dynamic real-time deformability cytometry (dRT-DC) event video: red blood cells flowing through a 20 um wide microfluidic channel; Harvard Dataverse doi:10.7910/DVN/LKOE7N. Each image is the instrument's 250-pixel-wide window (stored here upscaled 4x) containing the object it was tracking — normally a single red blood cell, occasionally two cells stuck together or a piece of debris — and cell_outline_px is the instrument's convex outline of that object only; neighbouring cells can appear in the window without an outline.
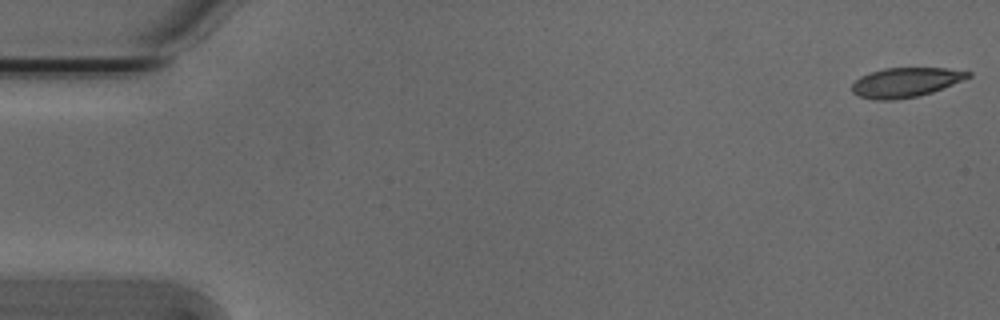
{"species": "Egyptian fruit bat (a non-hibernating species)", "species_latin": "Rousettus aegyptiacus", "temperature_condition": "cold", "stored_images_in_passage": 54, "camera_frame_rate_fps": 3000, "um_per_image_px": 0.085, "animal": {"sex": "male"}, "frame": {"image": 1, "passage_image": 1, "time_ms": 0.0, "image_size_px": [1000, 320], "cell_outline_px": [[972, 76], [932, 92], [916, 96], [892, 100], [876, 100], [860, 96], [852, 92], [852, 84], [860, 76], [884, 68], [944, 68], [972, 72]], "centroid_in_image_um": [76.97, 6.99], "position_along_channel_um": 8.0, "area_um2": 19.71}}
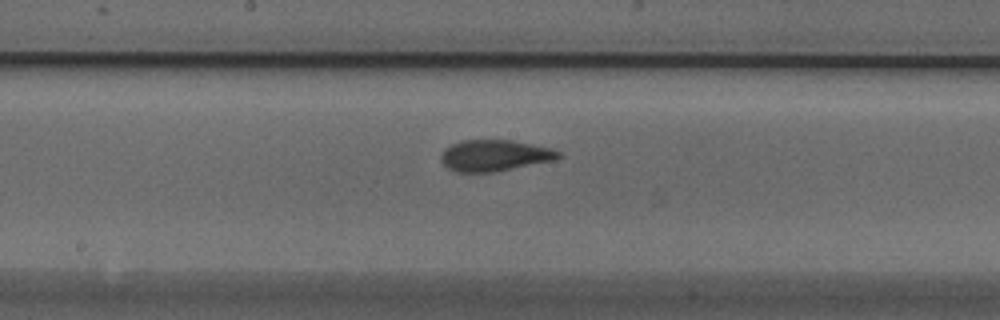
{"frame": {"image": 2, "passage_image": 28, "time_ms": 9.0, "image_size_px": [1000, 320], "cell_outline_px": [[564, 156], [556, 160], [492, 172], [456, 172], [448, 168], [440, 160], [440, 156], [444, 148], [460, 140], [512, 140], [552, 148], [560, 152]], "centroid_in_image_um": [42.05, 13.21], "position_along_channel_um": 206.2, "area_um2": 21.56}}
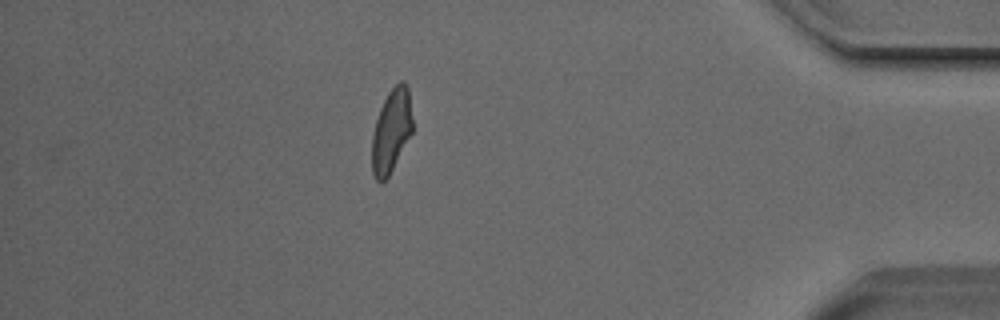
{"frame": {"image": 3, "passage_image": 47, "time_ms": 15.333, "image_size_px": [1000, 320], "cell_outline_px": [[412, 132], [388, 176], [380, 184], [376, 180], [372, 172], [372, 136], [376, 120], [380, 108], [388, 92], [400, 80], [404, 80], [408, 88], [412, 120]], "centroid_in_image_um": [33.25, 11.11], "position_along_channel_um": 401.9, "area_um2": 19.48}, "authors_computed_cell_mechanics": {"area_um2": 20.9814, "velocity_mm_per_s": 3.7972, "shape_relaxation_time_tau1_ms": 6.0584, "shape_relaxation_time_tau2_ms": 2.388, "deformation_change_tau1": 0.1763, "deformation_change_tau2": 0.0858}}